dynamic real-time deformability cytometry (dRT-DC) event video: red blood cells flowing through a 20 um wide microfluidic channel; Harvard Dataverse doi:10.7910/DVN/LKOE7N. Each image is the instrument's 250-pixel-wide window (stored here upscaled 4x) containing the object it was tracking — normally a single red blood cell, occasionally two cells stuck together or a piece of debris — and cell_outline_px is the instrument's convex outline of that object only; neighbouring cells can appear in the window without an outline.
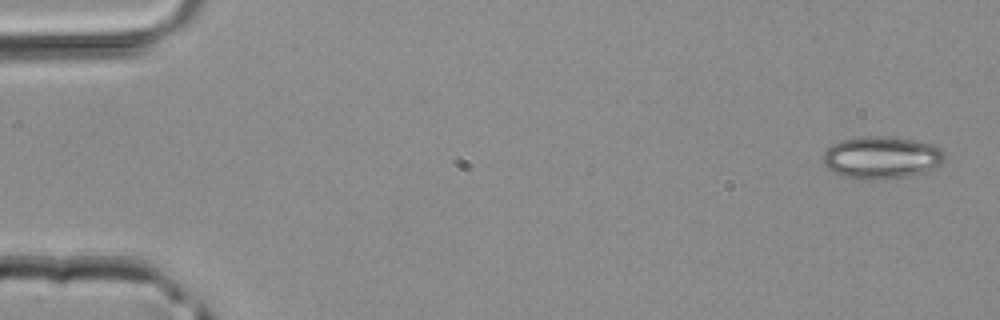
{"species": "common noctule bat (a hibernating species)", "species_latin": "Nyctalus noctula", "temperature_condition": "room temperature", "stored_images_in_passage": 3, "camera_frame_rate_fps": 3000, "um_per_image_px": 0.085, "animal": {"sex": "male", "body_mass_g": 20.4}, "frame": {"image": 1, "passage_image": 1, "time_ms": 0.0, "image_size_px": [1000, 320], "cell_outline_px": [[944, 160], [936, 168], [924, 172], [908, 176], [888, 180], [864, 180], [844, 176], [832, 172], [824, 164], [824, 152], [832, 144], [840, 140], [860, 136], [884, 136], [912, 140], [932, 144], [940, 148], [944, 152]], "centroid_in_image_um": [74.93, 13.4], "position_along_channel_um": 10.1, "area_um2": 30.29}}